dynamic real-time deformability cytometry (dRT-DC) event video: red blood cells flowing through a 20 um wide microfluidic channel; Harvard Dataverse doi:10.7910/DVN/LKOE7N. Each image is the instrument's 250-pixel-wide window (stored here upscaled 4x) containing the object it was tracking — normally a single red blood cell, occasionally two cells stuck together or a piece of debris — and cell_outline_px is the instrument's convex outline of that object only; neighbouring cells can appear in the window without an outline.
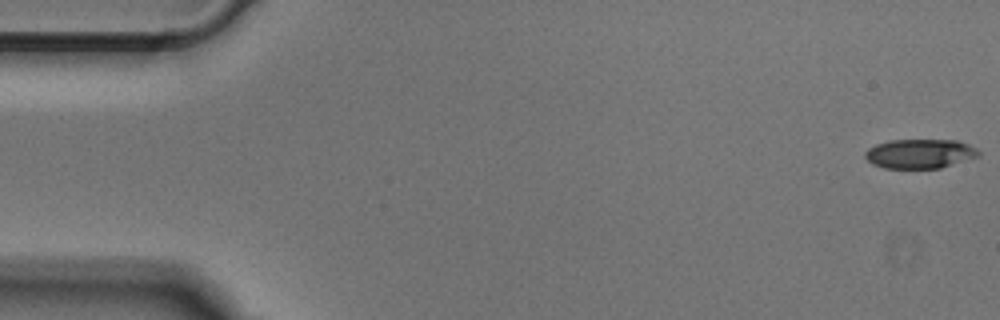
{"species": "Egyptian fruit bat (a non-hibernating species)", "species_latin": "Rousettus aegyptiacus", "temperature_condition": "cold", "stored_images_in_passage": 50, "camera_frame_rate_fps": 3000, "um_per_image_px": 0.085, "animal": {"sex": "male"}, "frame": {"image": 1, "passage_image": 1, "time_ms": 0.0, "image_size_px": [1000, 320], "cell_outline_px": [[980, 156], [940, 168], [884, 168], [872, 164], [864, 156], [864, 152], [868, 148], [876, 144], [888, 140], [956, 140], [968, 144], [976, 148], [980, 152]], "centroid_in_image_um": [78.18, 13.06], "position_along_channel_um": 6.8, "area_um2": 19.48}}
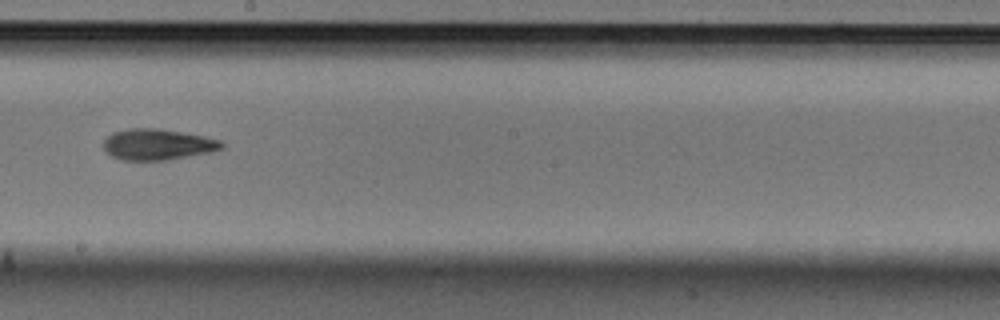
{"frame": {"image": 2, "passage_image": 28, "time_ms": 9.0, "image_size_px": [1000, 320], "cell_outline_px": [[224, 148], [212, 152], [168, 160], [120, 160], [112, 156], [104, 148], [104, 140], [112, 132], [128, 128], [156, 128], [204, 136], [220, 140], [224, 144]], "centroid_in_image_um": [13.41, 12.28], "position_along_channel_um": 234.8, "area_um2": 21.39}}
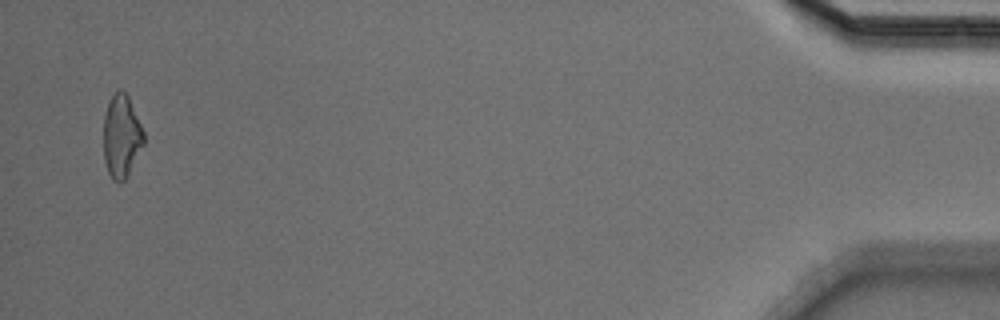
{"frame": {"image": 3, "passage_image": 49, "time_ms": 16.0, "image_size_px": [1000, 320], "cell_outline_px": [[144, 144], [124, 180], [112, 180], [108, 172], [104, 160], [104, 116], [108, 100], [120, 88], [128, 96], [144, 132]], "centroid_in_image_um": [10.31, 11.55], "position_along_channel_um": 424.9, "area_um2": 19.13}}